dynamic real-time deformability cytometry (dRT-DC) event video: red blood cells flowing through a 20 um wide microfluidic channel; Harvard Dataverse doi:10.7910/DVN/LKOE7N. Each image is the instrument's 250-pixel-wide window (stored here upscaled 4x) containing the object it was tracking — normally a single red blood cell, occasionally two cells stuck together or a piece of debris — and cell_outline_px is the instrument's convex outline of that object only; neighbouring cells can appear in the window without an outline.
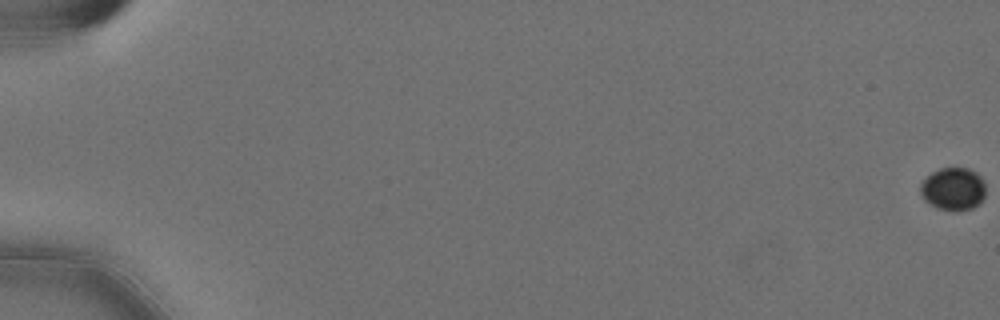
{"species": "Egyptian fruit bat (a non-hibernating species)", "species_latin": "Rousettus aegyptiacus", "temperature_condition": "cold", "stored_images_in_passage": 15, "camera_frame_rate_fps": 3000, "um_per_image_px": 0.085, "animal": {"sex": "female"}, "frame": {"image": 1, "passage_image": 1, "time_ms": 0.0, "image_size_px": [1000, 320], "cell_outline_px": [[984, 196], [972, 208], [956, 212], [936, 208], [924, 200], [920, 196], [920, 184], [932, 172], [940, 168], [968, 168], [976, 172], [984, 180]], "centroid_in_image_um": [80.99, 16.07], "position_along_channel_um": 4.0, "area_um2": 16.3}}